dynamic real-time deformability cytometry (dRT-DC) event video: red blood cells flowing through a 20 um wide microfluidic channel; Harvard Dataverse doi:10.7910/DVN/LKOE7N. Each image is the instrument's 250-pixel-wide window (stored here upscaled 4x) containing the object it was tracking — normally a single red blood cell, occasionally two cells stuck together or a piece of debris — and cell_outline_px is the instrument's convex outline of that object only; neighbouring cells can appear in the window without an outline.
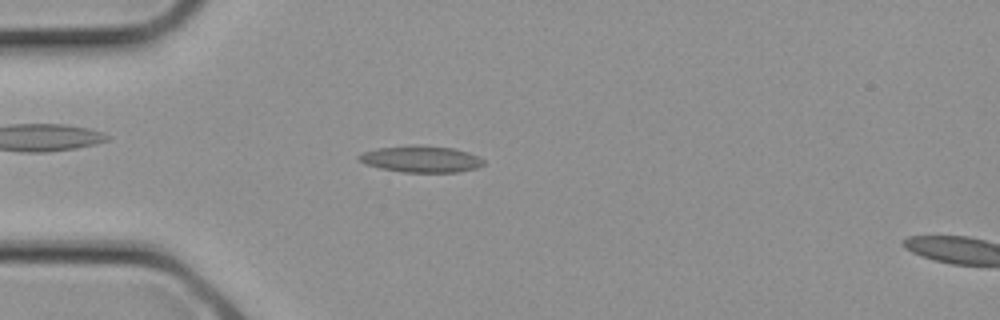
{"species": "common noctule bat (a hibernating species)", "species_latin": "Nyctalus noctula", "temperature_condition": "cold", "stored_images_in_passage": 25, "camera_frame_rate_fps": 3000, "um_per_image_px": 0.085, "animal": {"sex": "female", "body_mass_g": 21.9}, "frame": {"image": 1, "passage_image": 5, "time_ms": 1.333, "image_size_px": [1000, 320], "cell_outline_px": [[484, 164], [476, 168], [456, 172], [400, 172], [380, 168], [364, 164], [356, 160], [356, 156], [364, 152], [376, 148], [416, 144], [420, 144], [452, 148], [468, 152], [484, 160]], "centroid_in_image_um": [35.72, 13.51], "position_along_channel_um": 49.3, "area_um2": 19.48}}
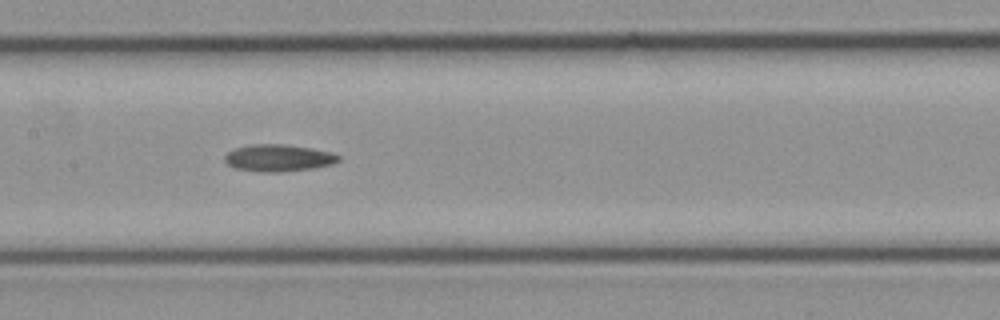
{"frame": {"image": 2, "passage_image": 11, "time_ms": 3.333, "image_size_px": [1000, 320], "cell_outline_px": [[340, 160], [332, 164], [312, 168], [280, 172], [260, 172], [236, 168], [228, 164], [224, 160], [224, 156], [228, 152], [236, 148], [252, 144], [280, 144], [308, 148], [332, 152], [340, 156]], "centroid_in_image_um": [23.66, 13.43], "position_along_channel_um": 183.7, "area_um2": 17.69}}
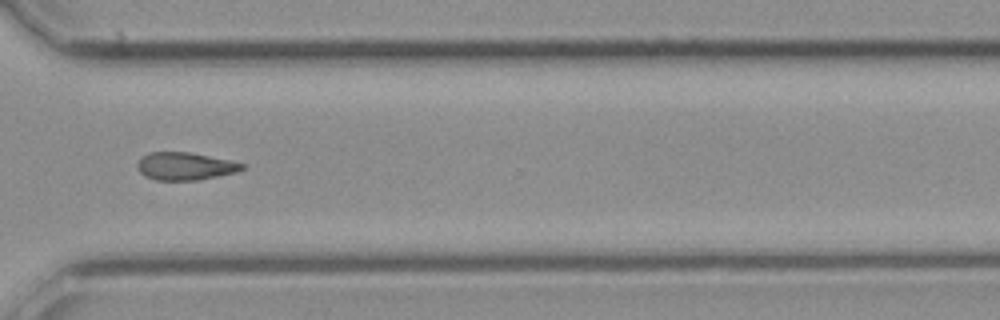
{"frame": {"image": 3, "passage_image": 18, "time_ms": 5.667, "image_size_px": [1000, 320], "cell_outline_px": [[244, 168], [236, 172], [200, 180], [156, 180], [144, 176], [136, 168], [136, 164], [140, 156], [148, 152], [188, 152], [228, 160], [244, 164]], "centroid_in_image_um": [15.66, 14.13], "position_along_channel_um": 354.9, "area_um2": 16.94}}